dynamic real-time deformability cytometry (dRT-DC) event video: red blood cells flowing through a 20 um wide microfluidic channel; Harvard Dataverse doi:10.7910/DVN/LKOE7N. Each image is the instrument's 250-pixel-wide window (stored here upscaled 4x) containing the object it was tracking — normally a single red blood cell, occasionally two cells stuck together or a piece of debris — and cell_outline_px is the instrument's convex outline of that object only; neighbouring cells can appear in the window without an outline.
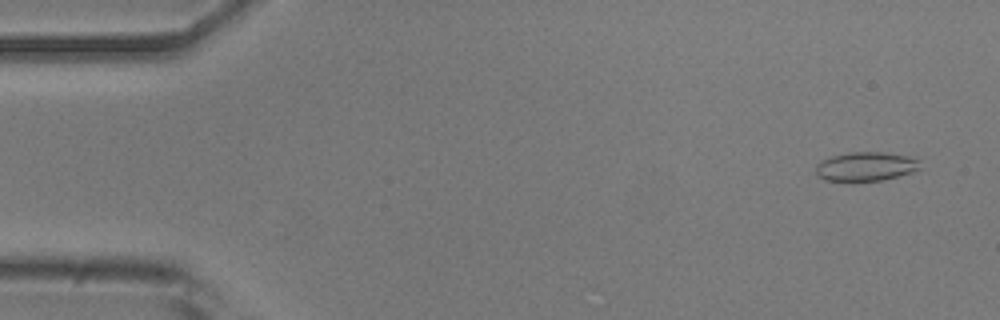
{"species": "common noctule bat (a hibernating species)", "species_latin": "Nyctalus noctula", "temperature_condition": "room temperature", "stored_images_in_passage": 54, "camera_frame_rate_fps": 3000, "um_per_image_px": 0.085, "animal": {"sex": "male", "body_mass_g": 20.5, "forearm_length_mm": 52.5}, "frame": {"image": 1, "passage_image": 3, "time_ms": 0.667, "image_size_px": [1000, 320], "cell_outline_px": [[920, 168], [912, 172], [880, 180], [824, 180], [816, 172], [816, 164], [820, 160], [832, 156], [852, 152], [884, 152], [908, 156], [920, 160]], "centroid_in_image_um": [73.6, 14.13], "position_along_channel_um": 11.4, "area_um2": 17.34}}
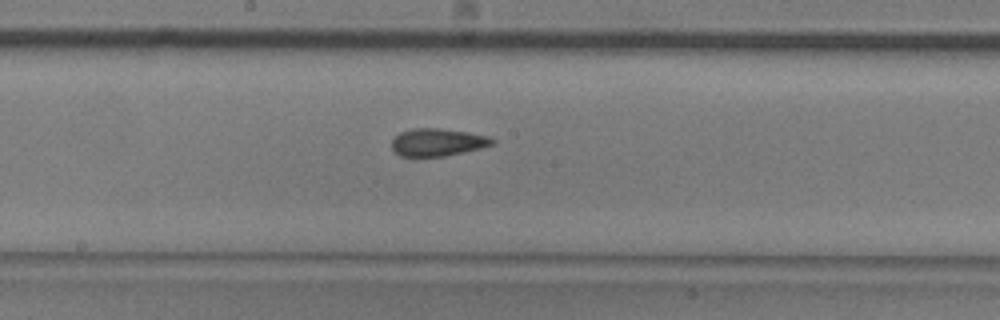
{"frame": {"image": 2, "passage_image": 28, "time_ms": 9.0, "image_size_px": [1000, 320], "cell_outline_px": [[496, 144], [464, 152], [444, 156], [400, 156], [392, 148], [392, 140], [400, 132], [412, 128], [440, 128], [468, 132], [488, 136], [496, 140]], "centroid_in_image_um": [37.22, 12.08], "position_along_channel_um": 211.0, "area_um2": 16.18}}
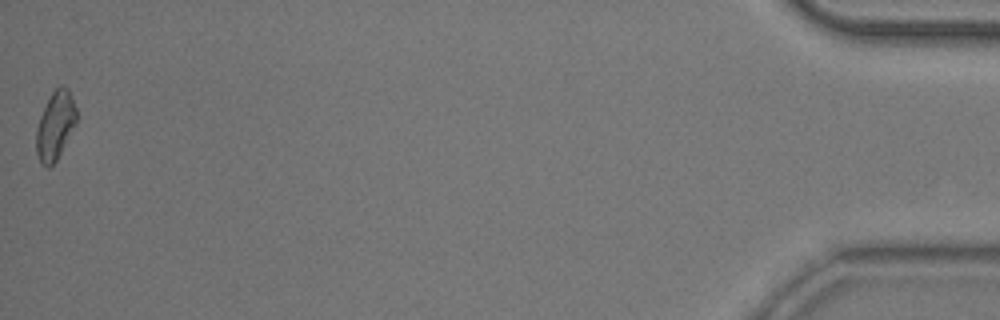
{"frame": {"image": 3, "passage_image": 54, "time_ms": 17.667, "image_size_px": [1000, 320], "cell_outline_px": [[76, 124], [56, 160], [48, 168], [40, 164], [36, 152], [36, 128], [40, 116], [52, 92], [60, 84], [68, 88], [76, 108]], "centroid_in_image_um": [4.69, 10.68], "position_along_channel_um": 430.5, "area_um2": 15.9}, "authors_computed_cell_mechanics": {"area_um2": 16.184, "velocity_mm_per_s": 3.7176, "shape_relaxation_time_tau1_ms": null, "shape_relaxation_time_tau2_ms": 2.1749, "deformation_change_tau1": null, "deformation_change_tau2": 0.0866}}